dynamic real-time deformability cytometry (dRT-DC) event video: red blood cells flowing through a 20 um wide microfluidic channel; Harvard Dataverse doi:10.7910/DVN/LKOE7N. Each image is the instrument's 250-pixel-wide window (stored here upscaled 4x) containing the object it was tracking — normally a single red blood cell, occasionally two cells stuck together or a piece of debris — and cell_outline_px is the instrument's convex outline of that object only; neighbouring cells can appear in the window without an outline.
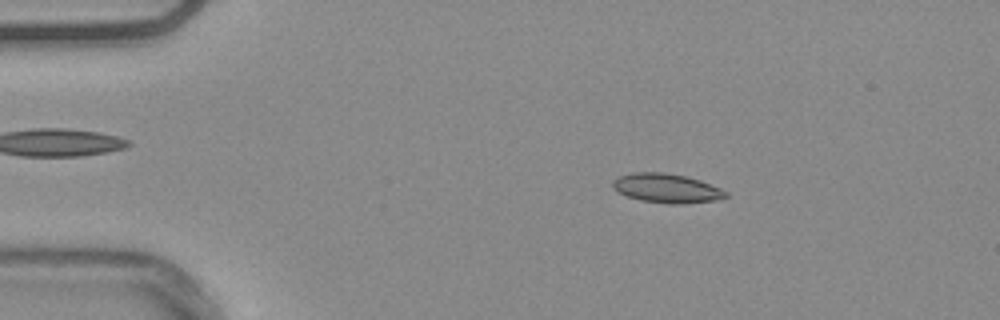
{"species": "common noctule bat (a hibernating species)", "species_latin": "Nyctalus noctula", "temperature_condition": "warm", "stored_images_in_passage": 47, "camera_frame_rate_fps": 3000, "um_per_image_px": 0.085, "animal": {"sex": "male", "body_mass_g": 20.4}, "frame": {"image": 1, "passage_image": 2, "time_ms": 0.333, "image_size_px": [1000, 320], "cell_outline_px": [[728, 196], [716, 200], [680, 204], [668, 204], [640, 200], [616, 192], [612, 188], [612, 180], [620, 176], [632, 172], [664, 172], [684, 176], [700, 180], [720, 188], [728, 192]], "centroid_in_image_um": [56.63, 16.0], "position_along_channel_um": 28.4, "area_um2": 19.31}}
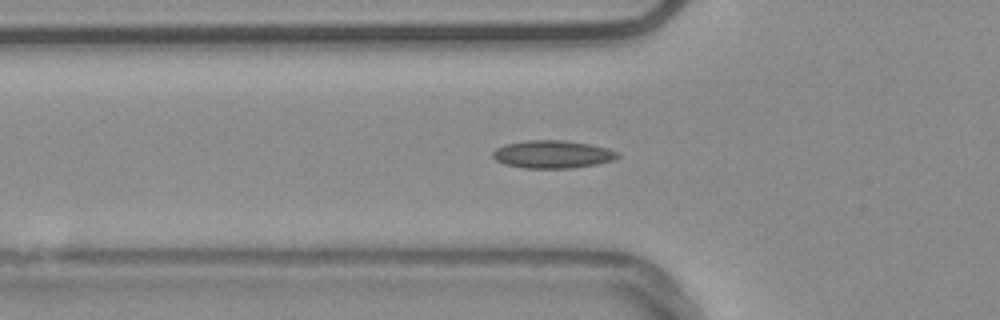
{"frame": {"image": 2, "passage_image": 11, "time_ms": 3.333, "image_size_px": [1000, 320], "cell_outline_px": [[620, 156], [612, 160], [596, 164], [572, 168], [524, 168], [504, 164], [496, 160], [492, 156], [492, 152], [496, 148], [504, 144], [528, 140], [564, 140], [588, 144], [608, 148], [616, 152]], "centroid_in_image_um": [46.92, 13.11], "position_along_channel_um": 78.9, "area_um2": 20.17}}
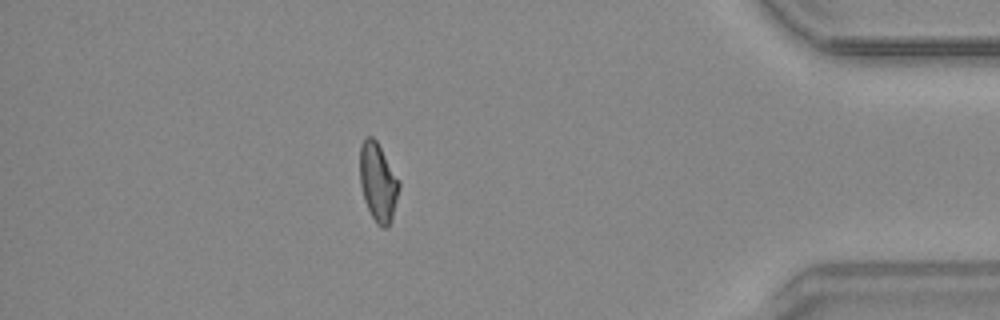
{"frame": {"image": 3, "passage_image": 40, "time_ms": 13.0, "image_size_px": [1000, 320], "cell_outline_px": [[400, 188], [392, 216], [388, 228], [380, 228], [376, 224], [364, 200], [360, 184], [360, 144], [368, 136], [372, 136], [376, 140], [400, 180]], "centroid_in_image_um": [32.14, 15.5], "position_along_channel_um": 403.1, "area_um2": 17.98}, "authors_computed_cell_mechanics": {"area_um2": 18.0914, "velocity_mm_per_s": 3.7659, "shape_relaxation_time_tau1_ms": null, "shape_relaxation_time_tau2_ms": 4.6576, "deformation_change_tau1": null, "deformation_change_tau2": 0.1041}}